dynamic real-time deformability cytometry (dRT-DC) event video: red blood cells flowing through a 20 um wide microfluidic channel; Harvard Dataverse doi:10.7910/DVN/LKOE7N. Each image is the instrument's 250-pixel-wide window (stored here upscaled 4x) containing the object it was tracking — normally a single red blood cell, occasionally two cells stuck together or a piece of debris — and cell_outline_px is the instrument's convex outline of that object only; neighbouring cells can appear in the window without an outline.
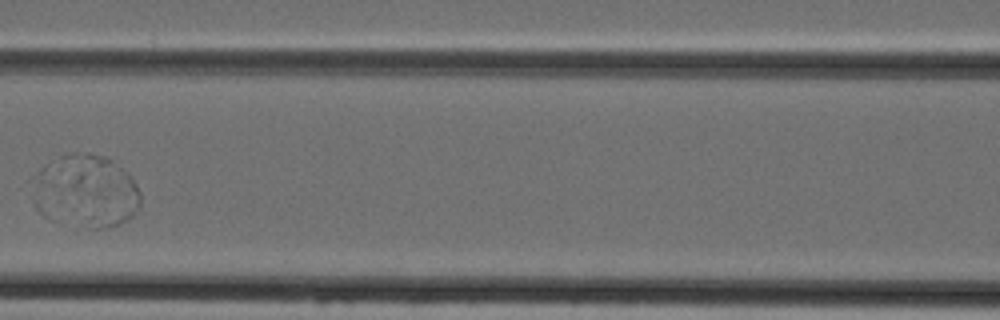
{"species": "Egyptian fruit bat (a non-hibernating species)", "species_latin": "Rousettus aegyptiacus", "temperature_condition": "cold", "stored_images_in_passage": 6, "segment_of_instrument_passage": [2, 2], "camera_frame_rate_fps": 3000, "um_per_image_px": 0.085, "animal": {"sex": "female"}, "frame": {"image": 1, "passage_image": 4, "time_ms": 3.667, "image_size_px": [1000, 320], "cell_outline_px": [[140, 208], [132, 216], [108, 228], [92, 228], [64, 184], [60, 156], [72, 152], [88, 152], [104, 156], [112, 160], [136, 184], [140, 192]], "centroid_in_image_um": [8.49, 16.04], "position_along_channel_um": 158.1, "area_um2": 30.58}}
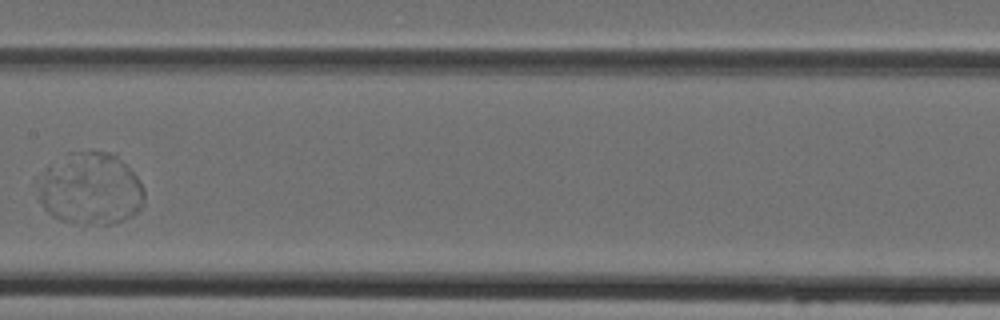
{"frame": {"image": 2, "passage_image": 5, "time_ms": 4.667, "image_size_px": [1000, 320], "cell_outline_px": [[144, 204], [132, 216], [124, 220], [108, 224], [100, 224], [60, 220], [52, 216], [40, 204], [40, 188], [48, 164], [68, 152], [112, 152], [136, 176], [144, 188]], "centroid_in_image_um": [7.72, 16.05], "position_along_channel_um": 199.7, "area_um2": 44.1}}